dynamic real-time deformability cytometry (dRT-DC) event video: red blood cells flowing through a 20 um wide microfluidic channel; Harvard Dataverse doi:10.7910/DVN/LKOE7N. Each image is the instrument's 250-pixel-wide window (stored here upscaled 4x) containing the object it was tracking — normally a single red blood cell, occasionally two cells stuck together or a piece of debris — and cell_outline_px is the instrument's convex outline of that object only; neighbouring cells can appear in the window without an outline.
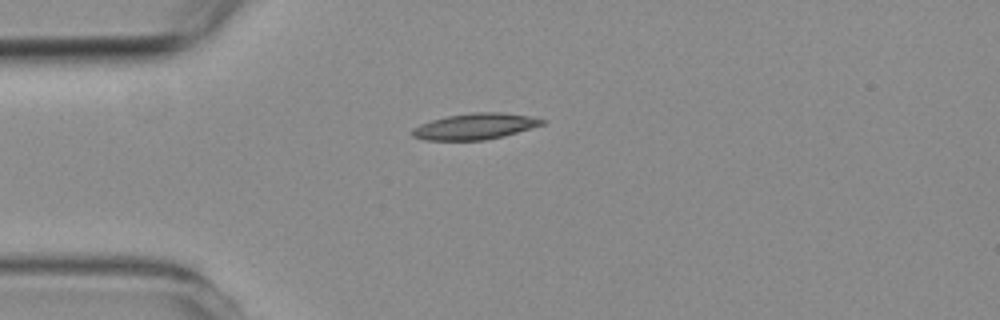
{"species": "common noctule bat (a hibernating species)", "species_latin": "Nyctalus noctula", "temperature_condition": "room temperature", "stored_images_in_passage": 2, "camera_frame_rate_fps": 3000, "um_per_image_px": 0.085, "animal": {"sex": "female", "body_mass_g": 19.3, "forearm_length_mm": 54.1}, "frame": {"image": 1, "passage_image": 1, "time_ms": 0.0, "image_size_px": [1000, 320], "cell_outline_px": [[548, 120], [544, 124], [504, 136], [484, 140], [424, 140], [412, 136], [412, 128], [420, 124], [432, 120], [448, 116], [472, 112], [500, 112], [528, 116]], "centroid_in_image_um": [40.38, 10.74], "position_along_channel_um": 44.6, "area_um2": 19.65}}